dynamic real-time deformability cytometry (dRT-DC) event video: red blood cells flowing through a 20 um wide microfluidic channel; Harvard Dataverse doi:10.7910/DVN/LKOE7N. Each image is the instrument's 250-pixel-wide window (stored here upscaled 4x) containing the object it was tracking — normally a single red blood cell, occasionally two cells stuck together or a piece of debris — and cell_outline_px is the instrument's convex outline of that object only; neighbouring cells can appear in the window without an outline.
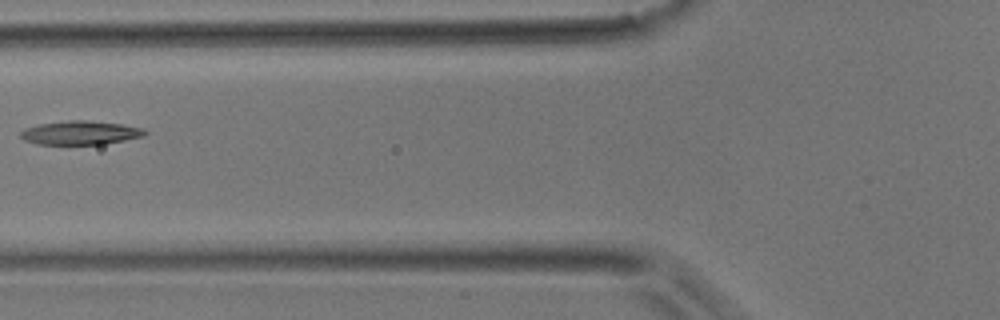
{"species": "common noctule bat (a hibernating species)", "species_latin": "Nyctalus noctula", "temperature_condition": "room temperature", "stored_images_in_passage": 4, "camera_frame_rate_fps": 3000, "um_per_image_px": 0.085, "animal": {"sex": "male", "body_mass_g": 17.9}, "frame": {"image": 1, "passage_image": 4, "time_ms": 1.0, "image_size_px": [1000, 320], "cell_outline_px": [[148, 132], [144, 136], [104, 144], [36, 144], [24, 140], [20, 136], [20, 132], [24, 128], [40, 124], [68, 120], [88, 120], [120, 124], [144, 128]], "centroid_in_image_um": [6.83, 11.28], "position_along_channel_um": 119.0, "area_um2": 17.22}}